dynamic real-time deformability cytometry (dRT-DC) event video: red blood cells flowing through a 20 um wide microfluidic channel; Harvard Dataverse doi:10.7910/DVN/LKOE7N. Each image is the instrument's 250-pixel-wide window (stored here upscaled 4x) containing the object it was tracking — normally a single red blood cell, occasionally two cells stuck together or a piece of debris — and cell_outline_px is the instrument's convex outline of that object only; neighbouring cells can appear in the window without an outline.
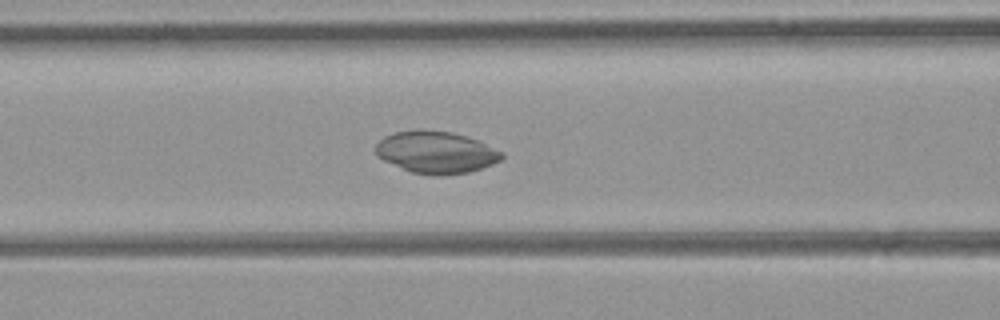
{"species": "common noctule bat (a hibernating species)", "species_latin": "Nyctalus noctula", "temperature_condition": "room temperature", "stored_images_in_passage": 44, "camera_frame_rate_fps": 3000, "um_per_image_px": 0.085, "animal": {"sex": "female", "body_mass_g": 21.9}, "frame": {"image": 1, "passage_image": 16, "time_ms": 5.0, "image_size_px": [1000, 320], "cell_outline_px": [[504, 156], [500, 160], [492, 164], [468, 172], [440, 176], [436, 176], [412, 172], [384, 160], [376, 156], [376, 144], [384, 136], [396, 132], [416, 128], [420, 128], [452, 132], [476, 140], [504, 152]], "centroid_in_image_um": [37.05, 12.93], "position_along_channel_um": 129.6, "area_um2": 30.87}}
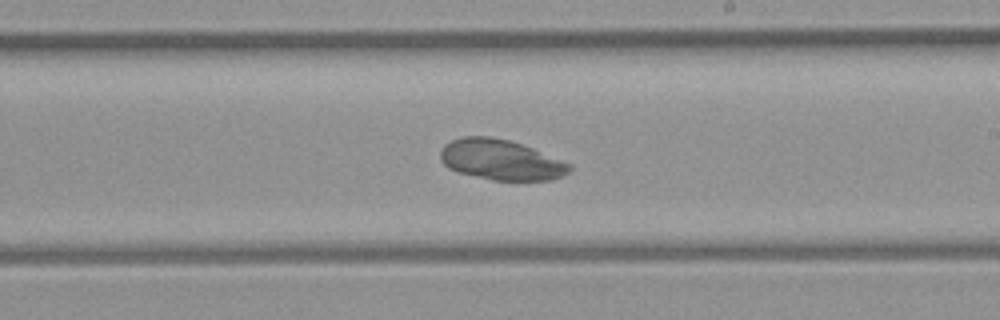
{"frame": {"image": 2, "passage_image": 24, "time_ms": 7.667, "image_size_px": [1000, 320], "cell_outline_px": [[572, 168], [564, 176], [552, 180], [492, 180], [460, 172], [448, 168], [440, 160], [440, 152], [444, 144], [452, 140], [464, 136], [488, 136], [508, 140], [532, 148], [572, 164]], "centroid_in_image_um": [42.58, 13.59], "position_along_channel_um": 246.4, "area_um2": 30.29}}
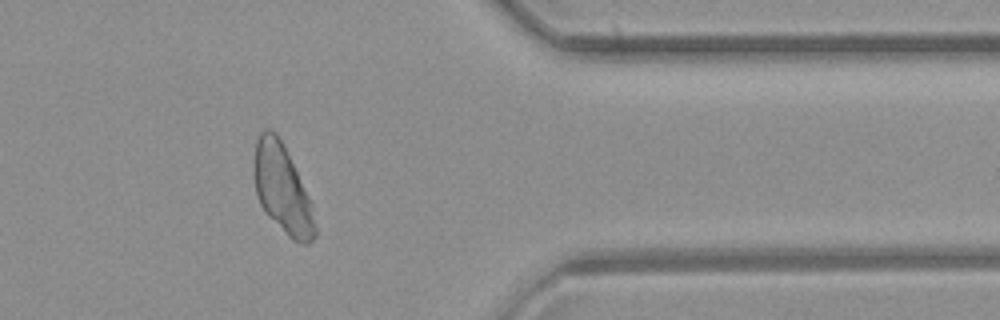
{"frame": {"image": 3, "passage_image": 35, "time_ms": 11.333, "image_size_px": [1000, 320], "cell_outline_px": [[316, 236], [308, 244], [300, 244], [292, 240], [264, 212], [260, 204], [256, 192], [252, 172], [256, 140], [260, 132], [264, 128], [268, 128], [276, 132], [312, 204], [316, 228]], "centroid_in_image_um": [23.96, 16.09], "position_along_channel_um": 387.4, "area_um2": 31.33}}